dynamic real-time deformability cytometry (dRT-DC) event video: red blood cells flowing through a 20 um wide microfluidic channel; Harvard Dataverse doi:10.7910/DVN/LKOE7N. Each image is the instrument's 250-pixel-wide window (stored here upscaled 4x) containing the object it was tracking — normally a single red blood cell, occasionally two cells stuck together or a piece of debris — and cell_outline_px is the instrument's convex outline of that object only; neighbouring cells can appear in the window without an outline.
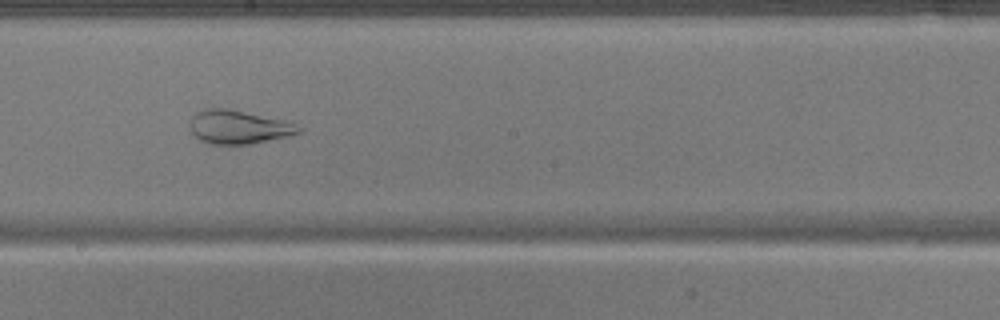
{"species": "common noctule bat (a hibernating species)", "species_latin": "Nyctalus noctula", "temperature_condition": "warm", "stored_images_in_passage": 39, "camera_frame_rate_fps": 3000, "um_per_image_px": 0.085, "animal": {"sex": "male", "body_mass_g": 17.9}, "frame": {"image": 1, "passage_image": 17, "time_ms": 5.333, "image_size_px": [1000, 320], "cell_outline_px": [[304, 128], [300, 132], [252, 144], [208, 144], [200, 140], [192, 132], [192, 116], [196, 112], [204, 108], [228, 108], [284, 120]], "centroid_in_image_um": [20.26, 10.79], "position_along_channel_um": 227.9, "area_um2": 21.04}}
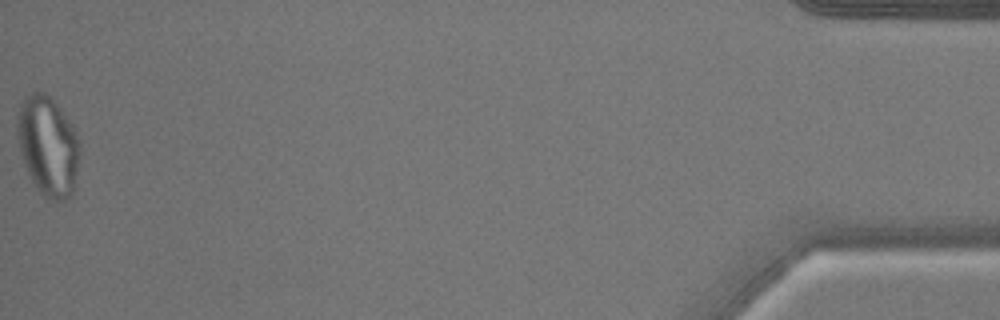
{"frame": {"image": 2, "passage_image": 39, "time_ms": 12.667, "image_size_px": [1000, 320], "cell_outline_px": [[80, 152], [72, 192], [64, 200], [48, 200], [36, 188], [24, 164], [20, 152], [16, 128], [16, 124], [20, 104], [32, 92], [44, 92], [56, 104], [72, 124], [80, 140]], "centroid_in_image_um": [4.07, 12.41], "position_along_channel_um": 431.1, "area_um2": 36.01}}